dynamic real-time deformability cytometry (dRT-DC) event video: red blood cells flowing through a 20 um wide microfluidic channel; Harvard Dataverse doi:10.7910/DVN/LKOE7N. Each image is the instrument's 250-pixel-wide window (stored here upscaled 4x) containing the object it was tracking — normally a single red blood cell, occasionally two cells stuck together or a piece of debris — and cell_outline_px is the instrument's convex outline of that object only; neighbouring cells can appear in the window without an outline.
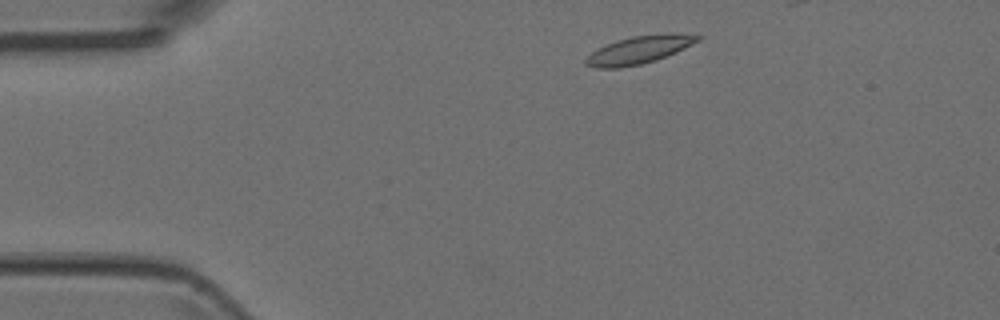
{"species": "Egyptian fruit bat (a non-hibernating species)", "species_latin": "Rousettus aegyptiacus", "temperature_condition": "room temperature", "stored_images_in_passage": 3, "camera_frame_rate_fps": 3000, "um_per_image_px": 0.085, "animal": {"sex": "female"}, "frame": {"image": 1, "passage_image": 1, "time_ms": 0.0, "image_size_px": [1000, 320], "cell_outline_px": [[704, 36], [700, 40], [676, 52], [656, 60], [640, 64], [620, 68], [596, 68], [584, 64], [584, 60], [592, 52], [616, 40], [632, 36], [668, 32], [676, 32]], "centroid_in_image_um": [54.37, 4.22], "position_along_channel_um": 30.6, "area_um2": 18.21}}